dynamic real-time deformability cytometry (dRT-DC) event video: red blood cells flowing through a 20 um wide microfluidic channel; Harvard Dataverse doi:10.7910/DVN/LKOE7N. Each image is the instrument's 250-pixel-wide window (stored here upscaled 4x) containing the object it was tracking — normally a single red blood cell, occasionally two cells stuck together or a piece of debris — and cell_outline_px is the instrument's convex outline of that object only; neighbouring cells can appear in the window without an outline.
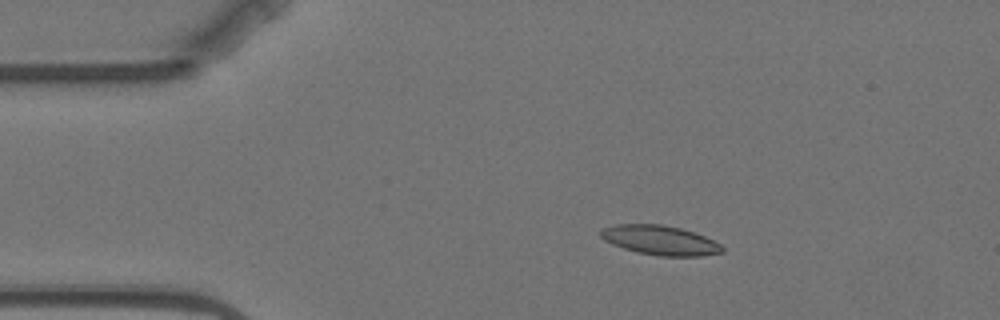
{"species": "Egyptian fruit bat (a non-hibernating species)", "species_latin": "Rousettus aegyptiacus", "temperature_condition": "warm", "stored_images_in_passage": 6, "camera_frame_rate_fps": 3000, "um_per_image_px": 0.085, "animal": {"sex": "female"}, "frame": {"image": 1, "passage_image": 3, "time_ms": 2.333, "image_size_px": [1000, 320], "cell_outline_px": [[724, 252], [704, 256], [660, 256], [636, 252], [612, 244], [604, 240], [600, 236], [600, 228], [616, 224], [660, 224], [680, 228], [696, 232], [720, 244], [724, 248]], "centroid_in_image_um": [56.1, 20.42], "position_along_channel_um": 28.9, "area_um2": 21.04}}
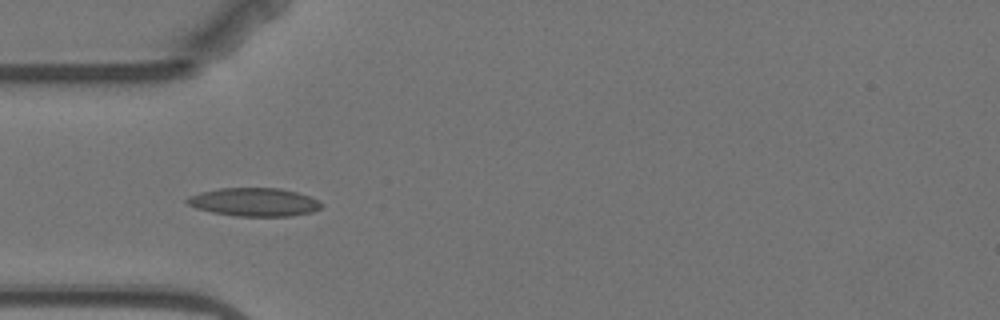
{"frame": {"image": 2, "passage_image": 5, "time_ms": 4.667, "image_size_px": [1000, 320], "cell_outline_px": [[324, 204], [320, 208], [312, 212], [288, 216], [236, 216], [212, 212], [196, 208], [188, 204], [184, 200], [188, 196], [200, 192], [220, 188], [280, 188], [296, 192], [320, 200]], "centroid_in_image_um": [21.6, 17.17], "position_along_channel_um": 63.4, "area_um2": 22.2}}
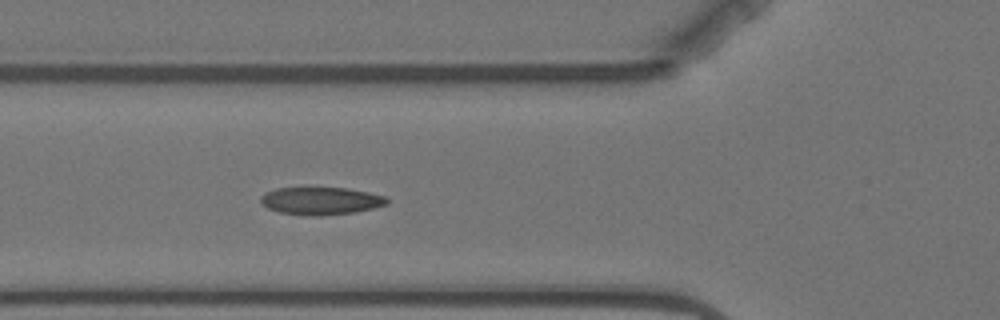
{"frame": {"image": 3, "passage_image": 6, "time_ms": 5.667, "image_size_px": [1000, 320], "cell_outline_px": [[388, 204], [372, 208], [352, 212], [320, 216], [312, 216], [280, 212], [268, 208], [260, 204], [260, 196], [264, 192], [276, 188], [348, 188], [368, 192], [384, 196], [388, 200]], "centroid_in_image_um": [27.22, 17.07], "position_along_channel_um": 98.6, "area_um2": 20.23}}